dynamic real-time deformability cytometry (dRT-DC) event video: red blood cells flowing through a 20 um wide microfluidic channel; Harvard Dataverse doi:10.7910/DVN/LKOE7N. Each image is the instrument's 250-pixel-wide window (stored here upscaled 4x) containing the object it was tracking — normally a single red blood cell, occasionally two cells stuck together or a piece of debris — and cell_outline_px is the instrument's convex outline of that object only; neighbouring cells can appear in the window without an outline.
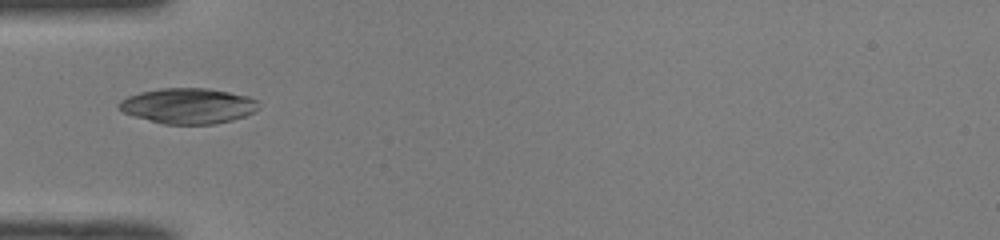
{"species": "common noctule bat (a hibernating species)", "species_latin": "Nyctalus noctula", "temperature_condition": "room temperature", "stored_images_in_passage": 34, "camera_frame_rate_fps": 3000, "um_per_image_px": 0.085, "animal": {"sex": "male", "body_mass_g": 19.0, "forearm_length_mm": 50.8}, "frame": {"image": 1, "passage_image": 1, "time_ms": 0.0, "image_size_px": [1000, 240], "cell_outline_px": [[260, 108], [244, 116], [232, 120], [216, 124], [164, 124], [136, 116], [124, 112], [120, 108], [120, 100], [128, 96], [140, 92], [160, 88], [208, 88], [248, 96], [256, 100]], "centroid_in_image_um": [16.02, 8.99], "position_along_channel_um": 69.0, "area_um2": 28.61}, "authors_computed_cell_mechanics": {"area_um2": 17.8602, "velocity_mm_per_s": 4.0685, "shape_relaxation_time_tau1_ms": 5.6505, "shape_relaxation_time_tau2_ms": 0.7386, "deformation_change_tau1": 0.1469, "deformation_change_tau2": 0.0384}}